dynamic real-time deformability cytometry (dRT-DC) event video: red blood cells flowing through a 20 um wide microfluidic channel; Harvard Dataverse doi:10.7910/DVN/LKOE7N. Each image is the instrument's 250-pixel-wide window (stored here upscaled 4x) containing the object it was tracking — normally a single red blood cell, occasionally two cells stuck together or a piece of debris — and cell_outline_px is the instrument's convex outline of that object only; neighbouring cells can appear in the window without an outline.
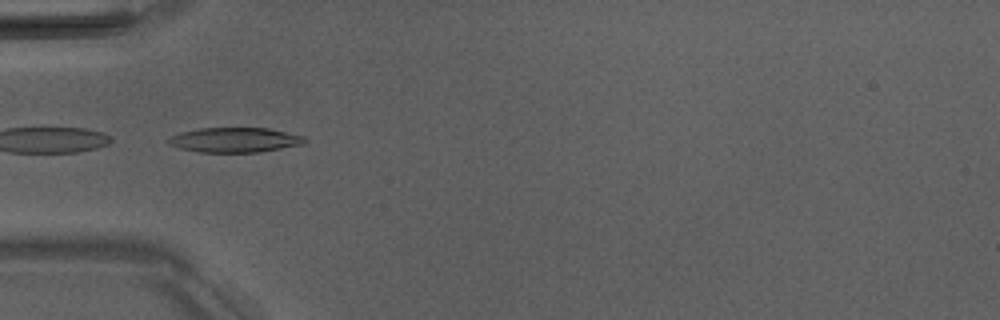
{"species": "Egyptian fruit bat (a non-hibernating species)", "species_latin": "Rousettus aegyptiacus", "temperature_condition": "room temperature", "stored_images_in_passage": 7, "camera_frame_rate_fps": 3000, "um_per_image_px": 0.085, "animal": {"sex": "male"}, "frame": {"image": 1, "passage_image": 5, "time_ms": 4.667, "image_size_px": [1000, 320], "cell_outline_px": [[308, 140], [304, 144], [260, 152], [200, 152], [180, 148], [168, 144], [168, 140], [172, 136], [180, 132], [200, 128], [268, 128], [304, 136]], "centroid_in_image_um": [19.99, 11.89], "position_along_channel_um": 65.0, "area_um2": 19.65}}
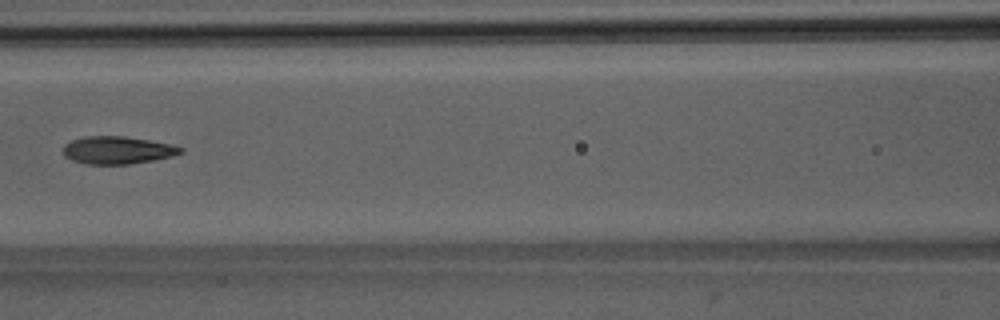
{"frame": {"image": 2, "passage_image": 7, "time_ms": 7.0, "image_size_px": [1000, 320], "cell_outline_px": [[184, 152], [172, 156], [152, 160], [128, 164], [84, 164], [72, 160], [64, 156], [64, 144], [72, 140], [88, 136], [124, 136], [148, 140], [168, 144], [184, 148]], "centroid_in_image_um": [9.97, 12.77], "position_along_channel_um": 156.6, "area_um2": 18.73}}